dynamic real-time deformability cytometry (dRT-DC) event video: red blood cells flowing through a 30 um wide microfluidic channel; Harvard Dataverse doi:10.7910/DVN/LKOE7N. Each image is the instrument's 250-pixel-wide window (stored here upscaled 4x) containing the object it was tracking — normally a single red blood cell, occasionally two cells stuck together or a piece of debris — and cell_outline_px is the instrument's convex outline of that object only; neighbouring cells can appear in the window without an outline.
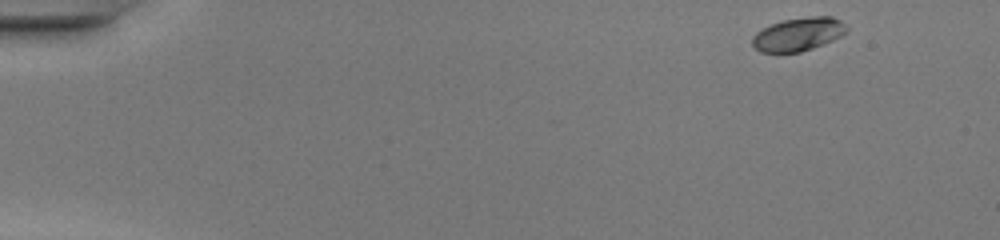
{"species": "common noctule bat (a hibernating species)", "species_latin": "Nyctalus noctula", "temperature_condition": "warm", "stored_images_in_passage": 45, "camera_frame_rate_fps": 3000, "um_per_image_px": 0.085, "animal": {"sex": "female", "body_mass_g": 20.0, "forearm_length_mm": 54.0}, "frame": {"image": 1, "passage_image": 1, "time_ms": 0.0, "image_size_px": [1000, 240], "cell_outline_px": [[848, 32], [832, 40], [812, 48], [800, 52], [760, 52], [752, 44], [752, 36], [756, 32], [772, 24], [784, 20], [812, 16], [832, 16], [840, 20], [848, 28]], "centroid_in_image_um": [67.87, 2.91], "position_along_channel_um": 17.1, "area_um2": 18.15}}
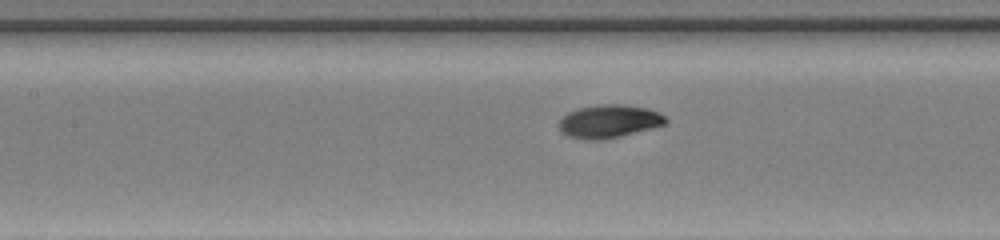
{"frame": {"image": 2, "passage_image": 20, "time_ms": 6.333, "image_size_px": [1000, 240], "cell_outline_px": [[668, 124], [604, 140], [584, 140], [568, 136], [560, 132], [560, 120], [568, 112], [576, 108], [600, 104], [624, 104], [648, 108], [660, 112], [668, 120]], "centroid_in_image_um": [51.79, 10.31], "position_along_channel_um": 155.6, "area_um2": 20.87}}
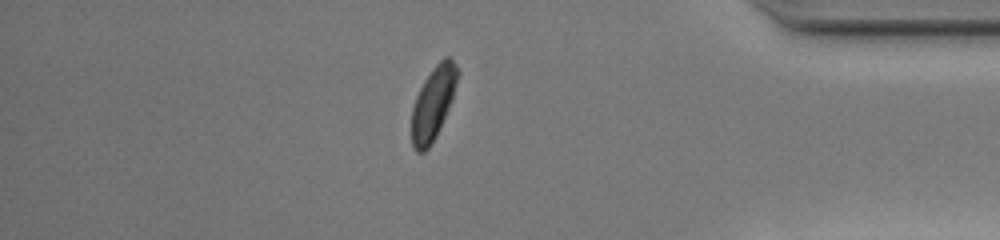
{"frame": {"image": 3, "passage_image": 39, "time_ms": 12.667, "image_size_px": [1000, 240], "cell_outline_px": [[460, 72], [452, 100], [436, 136], [432, 144], [424, 152], [416, 152], [412, 148], [412, 108], [416, 96], [424, 80], [432, 68], [444, 56], [448, 56], [456, 64]], "centroid_in_image_um": [36.82, 8.76], "position_along_channel_um": 398.4, "area_um2": 19.59}, "authors_computed_cell_mechanics": {"area_um2": 19.652, "velocity_mm_per_s": 4.2645, "shape_relaxation_time_tau1_ms": 1.7278, "shape_relaxation_time_tau2_ms": null, "deformation_change_tau1": 0.1311, "deformation_change_tau2": null}}